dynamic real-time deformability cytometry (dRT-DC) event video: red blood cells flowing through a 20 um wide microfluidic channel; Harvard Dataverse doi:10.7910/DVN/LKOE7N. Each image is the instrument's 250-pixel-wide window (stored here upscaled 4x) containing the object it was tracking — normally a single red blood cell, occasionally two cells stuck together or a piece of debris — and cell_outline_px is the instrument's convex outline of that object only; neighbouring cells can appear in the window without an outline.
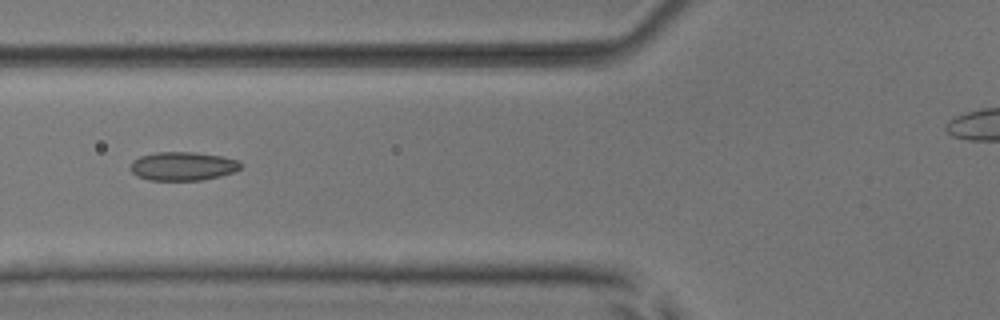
{"species": "common noctule bat (a hibernating species)", "species_latin": "Nyctalus noctula", "temperature_condition": "room temperature", "stored_images_in_passage": 6, "camera_frame_rate_fps": 3000, "um_per_image_px": 0.085, "animal": {"sex": "male", "body_mass_g": 17.9, "forearm_length_mm": 54.2}, "frame": {"image": 1, "passage_image": 4, "time_ms": 3.667, "image_size_px": [1000, 320], "cell_outline_px": [[244, 164], [240, 168], [232, 172], [220, 176], [200, 180], [148, 180], [136, 176], [132, 172], [132, 160], [140, 156], [156, 152], [196, 152], [224, 156], [240, 160]], "centroid_in_image_um": [15.57, 14.11], "position_along_channel_um": 110.2, "area_um2": 18.55}}
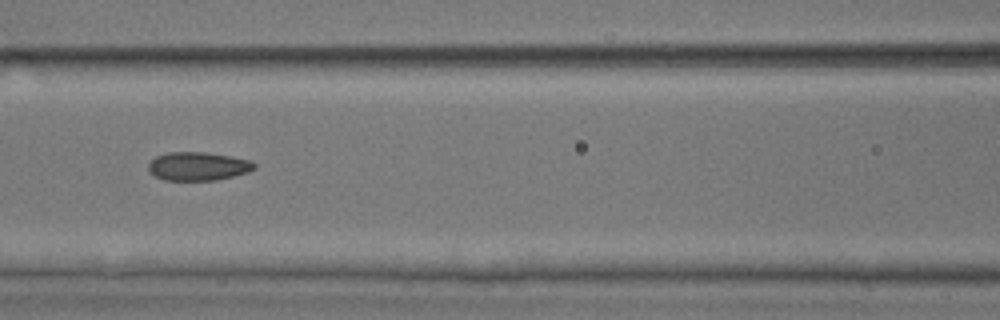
{"frame": {"image": 2, "passage_image": 5, "time_ms": 4.667, "image_size_px": [1000, 320], "cell_outline_px": [[256, 168], [248, 172], [216, 180], [164, 180], [148, 172], [148, 164], [156, 156], [168, 152], [204, 152], [252, 160], [256, 164]], "centroid_in_image_um": [16.83, 14.13], "position_along_channel_um": 149.8, "area_um2": 17.57}}